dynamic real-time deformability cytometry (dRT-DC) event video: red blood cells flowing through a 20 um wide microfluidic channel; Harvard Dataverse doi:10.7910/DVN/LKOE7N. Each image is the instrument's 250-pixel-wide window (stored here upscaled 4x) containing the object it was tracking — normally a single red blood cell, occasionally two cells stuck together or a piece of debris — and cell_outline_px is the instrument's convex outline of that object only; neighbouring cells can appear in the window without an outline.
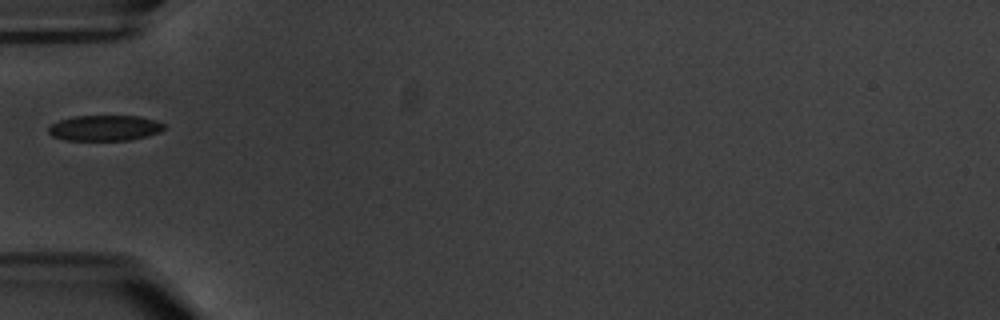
{"species": "common noctule bat (a hibernating species)", "species_latin": "Nyctalus noctula", "temperature_condition": "warm", "stored_images_in_passage": 4, "camera_frame_rate_fps": 3000, "um_per_image_px": 0.085, "animal": {"sex": "male", "body_mass_g": 20.1, "forearm_length_mm": 53.5}, "frame": {"image": 1, "passage_image": 1, "time_ms": 0.0, "image_size_px": [1000, 320], "cell_outline_px": [[168, 128], [160, 132], [148, 136], [128, 140], [68, 140], [52, 136], [48, 132], [48, 128], [52, 124], [60, 120], [76, 116], [140, 116], [156, 120], [164, 124]], "centroid_in_image_um": [8.96, 10.88], "position_along_channel_um": 76.0, "area_um2": 17.28}}
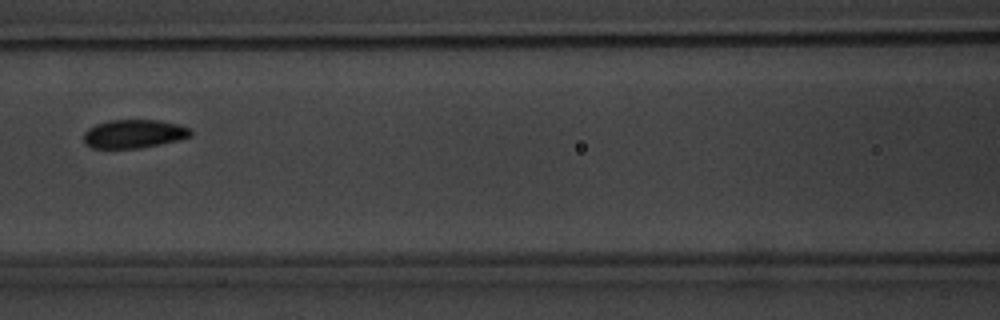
{"frame": {"image": 2, "passage_image": 3, "time_ms": 2.333, "image_size_px": [1000, 320], "cell_outline_px": [[192, 136], [160, 144], [140, 148], [92, 148], [84, 144], [84, 132], [88, 128], [96, 124], [108, 120], [160, 120], [180, 124], [192, 128]], "centroid_in_image_um": [11.39, 11.37], "position_along_channel_um": 155.2, "area_um2": 17.98}}
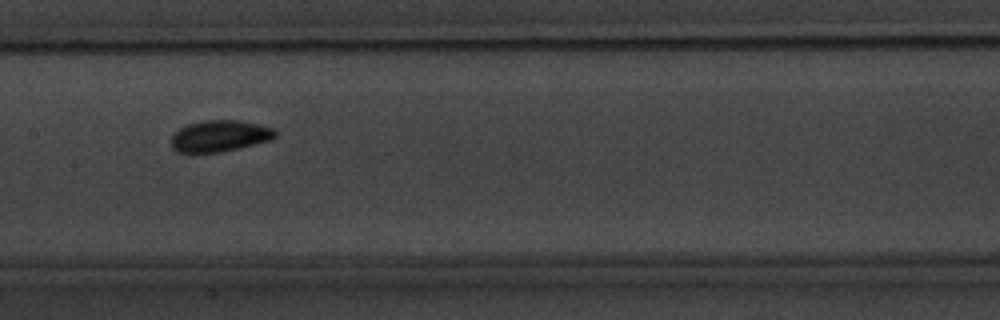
{"frame": {"image": 3, "passage_image": 4, "time_ms": 3.333, "image_size_px": [1000, 320], "cell_outline_px": [[276, 136], [272, 140], [240, 148], [220, 152], [192, 156], [176, 152], [172, 148], [172, 136], [180, 128], [188, 124], [208, 120], [240, 120], [276, 128]], "centroid_in_image_um": [18.66, 11.6], "position_along_channel_um": 188.7, "area_um2": 19.71}}